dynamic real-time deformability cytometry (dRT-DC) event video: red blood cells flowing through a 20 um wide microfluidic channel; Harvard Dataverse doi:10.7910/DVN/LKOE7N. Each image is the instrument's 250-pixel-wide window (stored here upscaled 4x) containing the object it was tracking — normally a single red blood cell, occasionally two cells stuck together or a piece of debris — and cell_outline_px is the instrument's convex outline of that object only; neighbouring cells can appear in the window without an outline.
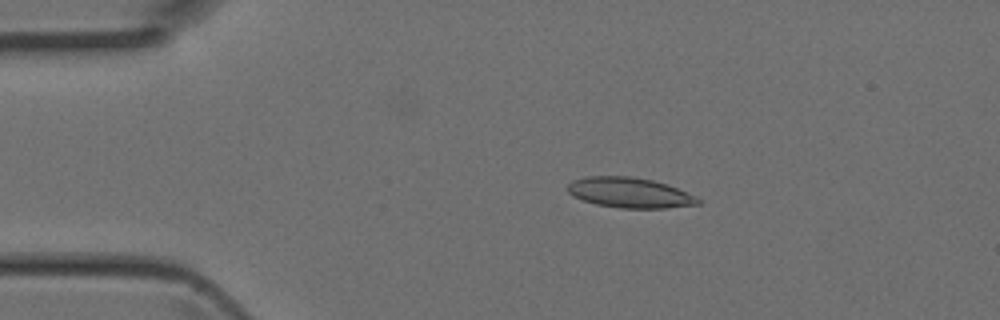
{"species": "Egyptian fruit bat (a non-hibernating species)", "species_latin": "Rousettus aegyptiacus", "temperature_condition": "room temperature", "stored_images_in_passage": 37, "camera_frame_rate_fps": 3000, "um_per_image_px": 0.085, "animal": {"sex": "female"}, "frame": {"image": 1, "passage_image": 1, "time_ms": 0.0, "image_size_px": [1000, 320], "cell_outline_px": [[700, 204], [664, 208], [620, 208], [596, 204], [572, 196], [568, 192], [568, 184], [572, 180], [584, 176], [632, 176], [652, 180], [668, 184], [700, 200]], "centroid_in_image_um": [53.46, 16.37], "position_along_channel_um": 31.5, "area_um2": 22.83}}
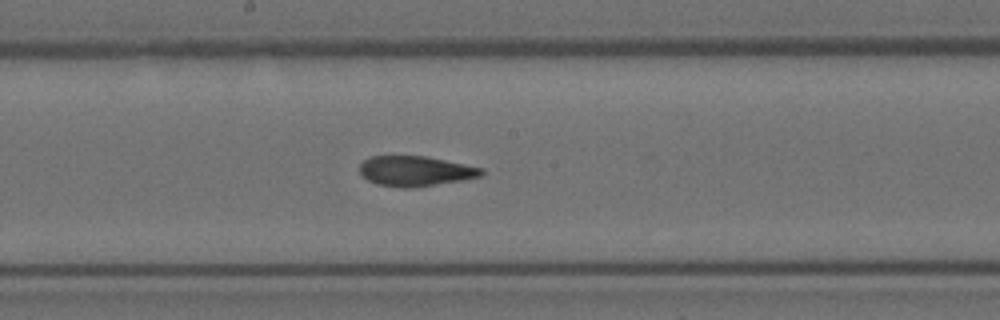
{"frame": {"image": 2, "passage_image": 16, "time_ms": 5.0, "image_size_px": [1000, 320], "cell_outline_px": [[484, 172], [480, 176], [460, 180], [408, 188], [400, 188], [376, 184], [368, 180], [360, 172], [360, 164], [364, 160], [372, 156], [424, 156], [484, 168]], "centroid_in_image_um": [35.28, 14.54], "position_along_channel_um": 212.9, "area_um2": 21.04}}
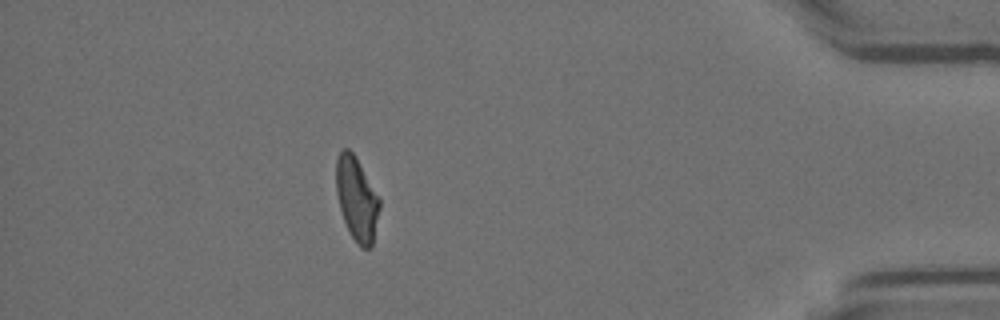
{"frame": {"image": 3, "passage_image": 32, "time_ms": 10.333, "image_size_px": [1000, 320], "cell_outline_px": [[380, 208], [372, 248], [360, 248], [356, 244], [344, 220], [340, 208], [336, 192], [336, 160], [340, 152], [344, 148], [348, 148], [352, 152], [380, 196]], "centroid_in_image_um": [30.34, 16.93], "position_along_channel_um": 404.9, "area_um2": 21.21}}